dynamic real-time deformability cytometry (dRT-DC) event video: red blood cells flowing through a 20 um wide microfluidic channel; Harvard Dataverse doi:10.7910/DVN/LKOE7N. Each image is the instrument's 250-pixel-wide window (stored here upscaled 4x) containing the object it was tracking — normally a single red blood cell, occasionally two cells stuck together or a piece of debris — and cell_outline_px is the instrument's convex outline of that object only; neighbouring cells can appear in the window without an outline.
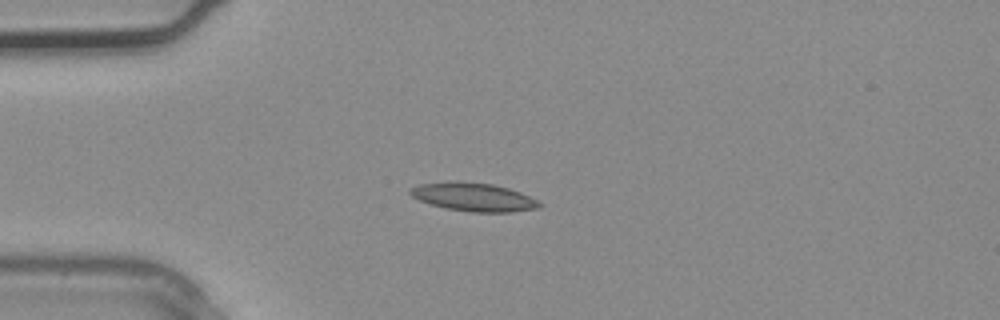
{"species": "common noctule bat (a hibernating species)", "species_latin": "Nyctalus noctula", "temperature_condition": "warm", "stored_images_in_passage": 2, "camera_frame_rate_fps": 3000, "um_per_image_px": 0.085, "animal": {"sex": "male", "body_mass_g": 20.4}, "frame": {"image": 1, "passage_image": 2, "time_ms": 0.333, "image_size_px": [1000, 320], "cell_outline_px": [[544, 204], [540, 208], [512, 212], [472, 212], [444, 208], [420, 200], [412, 196], [408, 192], [412, 188], [420, 184], [448, 180], [456, 180], [492, 184], [508, 188], [520, 192]], "centroid_in_image_um": [40.26, 16.74], "position_along_channel_um": 44.7, "area_um2": 21.5}}